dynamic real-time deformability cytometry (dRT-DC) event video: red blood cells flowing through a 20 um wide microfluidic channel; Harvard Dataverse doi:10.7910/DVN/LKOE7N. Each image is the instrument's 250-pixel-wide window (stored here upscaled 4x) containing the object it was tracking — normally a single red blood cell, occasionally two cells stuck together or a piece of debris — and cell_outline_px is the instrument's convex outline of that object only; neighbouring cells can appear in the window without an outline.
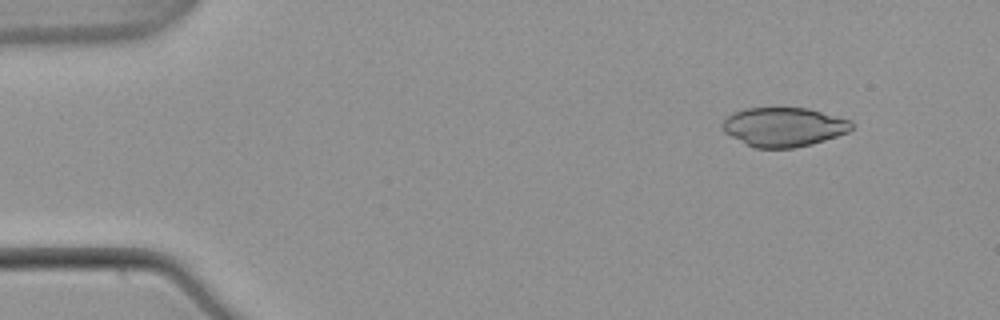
{"species": "common noctule bat (a hibernating species)", "species_latin": "Nyctalus noctula", "temperature_condition": "warm", "stored_images_in_passage": 49, "camera_frame_rate_fps": 3000, "um_per_image_px": 0.085, "animal": {"sex": "male", "body_mass_g": 21.5, "forearm_length_mm": 52.0}, "frame": {"image": 1, "passage_image": 2, "time_ms": 0.333, "image_size_px": [1000, 320], "cell_outline_px": [[852, 128], [848, 132], [812, 144], [796, 148], [756, 148], [744, 144], [724, 132], [720, 124], [732, 112], [744, 108], [808, 108], [852, 120]], "centroid_in_image_um": [66.59, 10.79], "position_along_channel_um": 18.4, "area_um2": 29.65}}
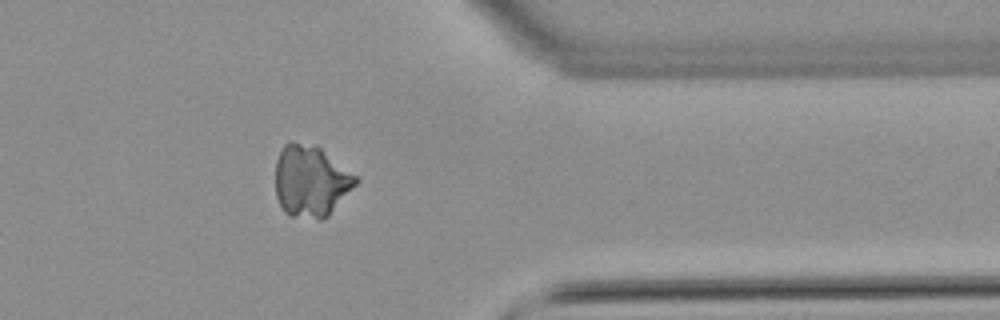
{"frame": {"image": 2, "passage_image": 39, "time_ms": 12.667, "image_size_px": [1000, 320], "cell_outline_px": [[360, 180], [328, 216], [324, 220], [320, 220], [288, 216], [284, 212], [276, 196], [276, 160], [284, 144], [288, 140], [292, 140], [316, 144], [360, 176]], "centroid_in_image_um": [26.44, 15.36], "position_along_channel_um": 385.0, "area_um2": 34.39}}
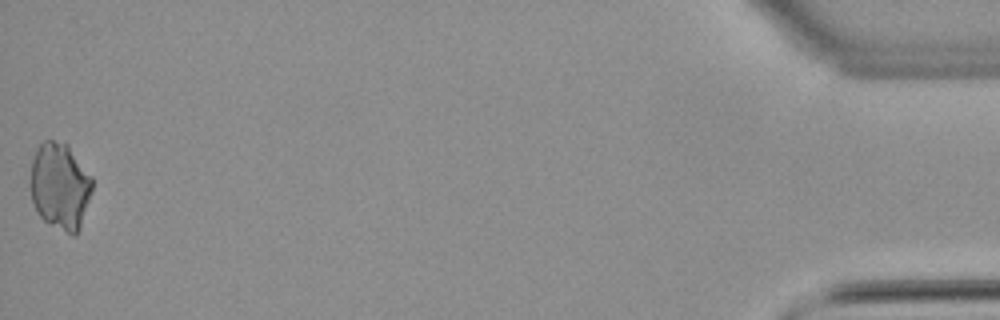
{"frame": {"image": 3, "passage_image": 49, "time_ms": 16.0, "image_size_px": [1000, 320], "cell_outline_px": [[92, 192], [80, 228], [76, 236], [72, 236], [48, 224], [36, 212], [28, 188], [32, 160], [36, 148], [44, 140], [52, 140], [68, 144], [92, 176]], "centroid_in_image_um": [5.08, 15.83], "position_along_channel_um": 430.1, "area_um2": 32.02}}